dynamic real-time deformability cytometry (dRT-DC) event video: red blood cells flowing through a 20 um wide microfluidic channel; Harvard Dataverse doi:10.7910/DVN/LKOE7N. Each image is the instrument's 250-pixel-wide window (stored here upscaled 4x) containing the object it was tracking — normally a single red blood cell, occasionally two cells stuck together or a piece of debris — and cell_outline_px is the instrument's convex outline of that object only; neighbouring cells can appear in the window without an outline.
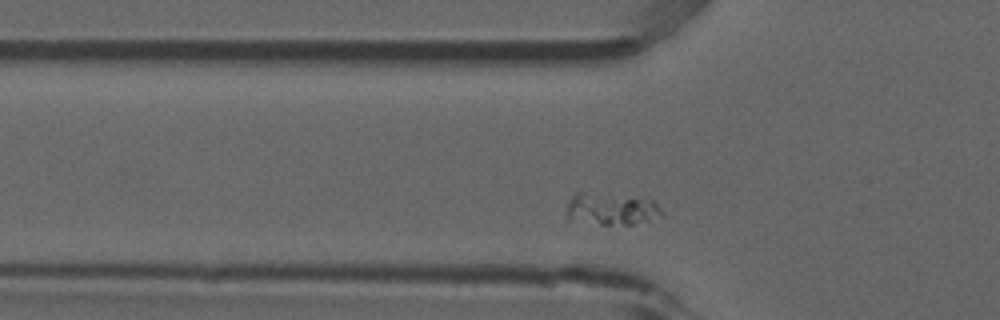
{"species": "common noctule bat (a hibernating species)", "species_latin": "Nyctalus noctula", "temperature_condition": "room temperature", "stored_images_in_passage": 50, "camera_frame_rate_fps": 3000, "um_per_image_px": 0.085, "animal": {"sex": "male", "forearm_length_mm": 52.5}, "frame": {"image": 1, "passage_image": 12, "time_ms": 3.667, "image_size_px": [1000, 320], "cell_outline_px": [[664, 216], [632, 224], [600, 224], [568, 220], [564, 216], [568, 204], [572, 196], [576, 192], [584, 192], [652, 200], [664, 212]], "centroid_in_image_um": [51.91, 17.79], "position_along_channel_um": 73.9, "area_um2": 17.57}}
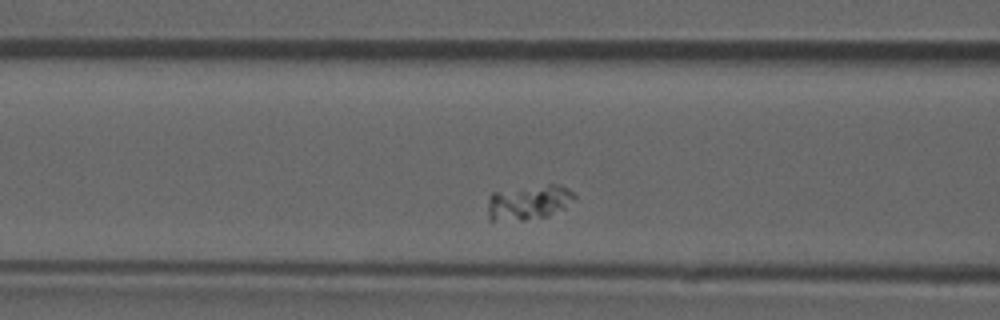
{"frame": {"image": 2, "passage_image": 16, "time_ms": 5.0, "image_size_px": [1000, 320], "cell_outline_px": [[576, 200], [564, 208], [548, 216], [524, 220], [488, 220], [488, 196], [492, 192], [548, 184], [560, 184], [568, 188], [576, 196]], "centroid_in_image_um": [44.95, 17.19], "position_along_channel_um": 121.6, "area_um2": 17.74}}
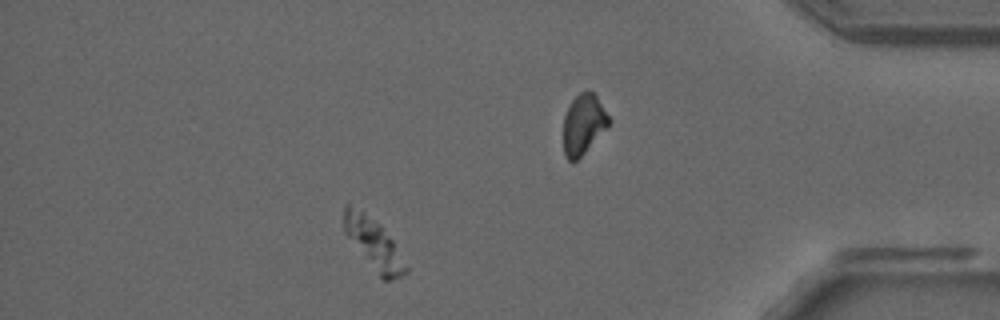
{"frame": {"image": 3, "passage_image": 43, "time_ms": 14.0, "image_size_px": [1000, 320], "cell_outline_px": [[408, 272], [400, 276], [388, 280], [380, 280], [344, 232], [344, 204], [348, 204], [380, 224], [392, 240], [408, 268]], "centroid_in_image_um": [31.76, 20.79], "position_along_channel_um": 403.4, "area_um2": 17.86}}